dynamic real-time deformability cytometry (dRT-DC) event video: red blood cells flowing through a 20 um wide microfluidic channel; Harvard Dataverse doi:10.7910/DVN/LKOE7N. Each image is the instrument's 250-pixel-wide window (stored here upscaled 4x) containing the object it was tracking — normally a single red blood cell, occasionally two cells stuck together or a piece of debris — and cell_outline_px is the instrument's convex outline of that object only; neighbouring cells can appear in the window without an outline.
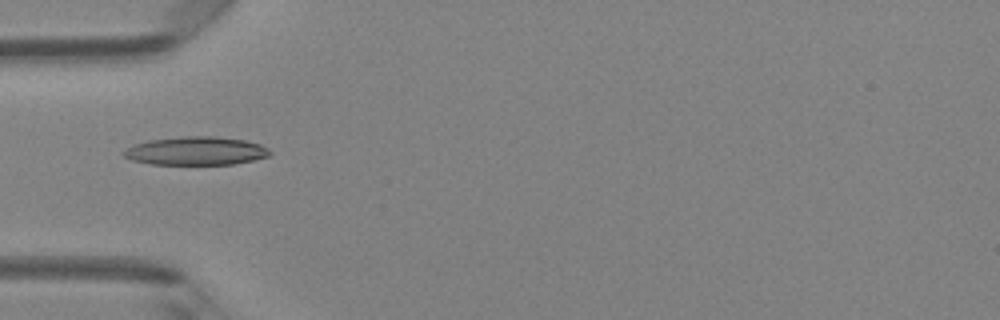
{"species": "Egyptian fruit bat (a non-hibernating species)", "species_latin": "Rousettus aegyptiacus", "temperature_condition": "room temperature", "stored_images_in_passage": 5, "camera_frame_rate_fps": 3000, "um_per_image_px": 0.085, "animal": {"sex": "female"}, "frame": {"image": 1, "passage_image": 5, "time_ms": 1.333, "image_size_px": [1000, 320], "cell_outline_px": [[272, 152], [268, 156], [252, 160], [232, 164], [152, 164], [132, 160], [124, 156], [120, 152], [136, 144], [148, 140], [180, 136], [216, 136], [244, 140], [260, 144], [268, 148]], "centroid_in_image_um": [16.65, 12.82], "position_along_channel_um": 68.3, "area_um2": 24.1}}